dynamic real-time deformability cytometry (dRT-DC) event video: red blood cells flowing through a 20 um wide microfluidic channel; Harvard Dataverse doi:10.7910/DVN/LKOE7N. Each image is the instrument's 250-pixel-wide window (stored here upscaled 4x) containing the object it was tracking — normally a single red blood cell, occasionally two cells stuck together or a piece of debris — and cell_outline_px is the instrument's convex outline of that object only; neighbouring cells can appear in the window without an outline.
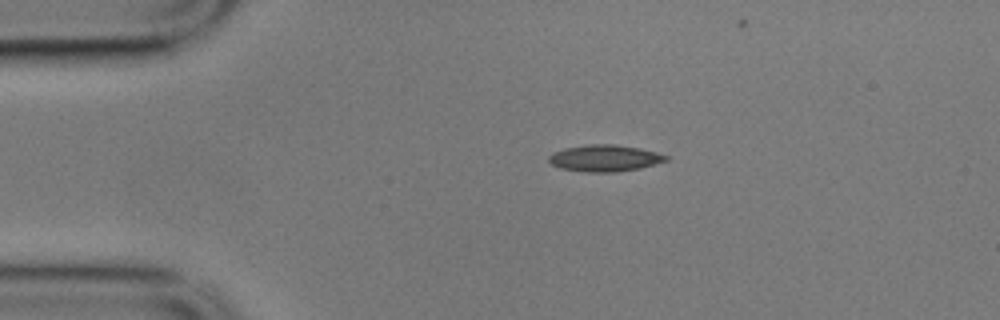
{"species": "common noctule bat (a hibernating species)", "species_latin": "Nyctalus noctula", "temperature_condition": "cold", "stored_images_in_passage": 35, "camera_frame_rate_fps": 3000, "um_per_image_px": 0.085, "animal": {"sex": "male", "body_mass_g": 17.9}, "frame": {"image": 1, "passage_image": 1, "time_ms": 0.0, "image_size_px": [1000, 320], "cell_outline_px": [[668, 160], [640, 168], [616, 172], [588, 172], [560, 168], [552, 164], [548, 160], [548, 156], [552, 152], [564, 148], [592, 144], [616, 144], [640, 148], [656, 152], [668, 156]], "centroid_in_image_um": [51.39, 13.44], "position_along_channel_um": 33.6, "area_um2": 18.15}}
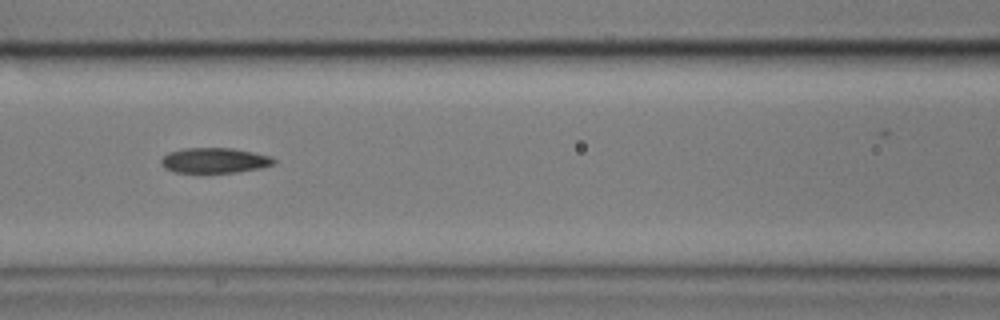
{"frame": {"image": 2, "passage_image": 14, "time_ms": 4.333, "image_size_px": [1000, 320], "cell_outline_px": [[276, 164], [260, 168], [236, 172], [200, 176], [176, 172], [164, 168], [160, 164], [160, 160], [168, 152], [184, 148], [232, 148], [272, 156], [276, 160]], "centroid_in_image_um": [18.2, 13.68], "position_along_channel_um": 148.4, "area_um2": 17.46}}
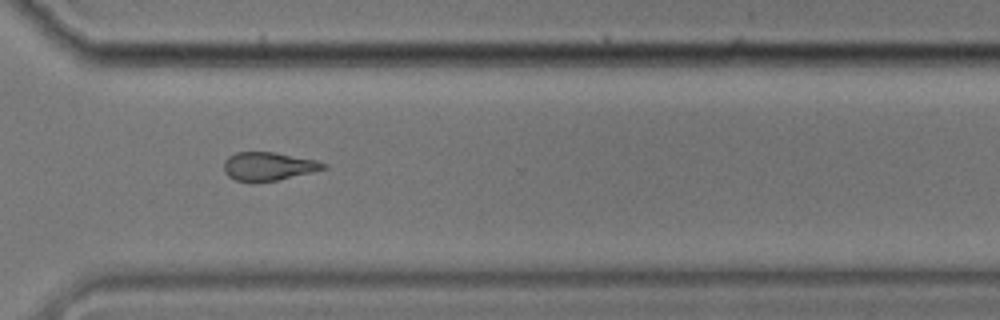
{"frame": {"image": 3, "passage_image": 31, "time_ms": 10.0, "image_size_px": [1000, 320], "cell_outline_px": [[328, 168], [276, 180], [236, 180], [228, 176], [224, 172], [224, 160], [228, 156], [236, 152], [276, 152], [316, 160], [328, 164]], "centroid_in_image_um": [22.82, 14.1], "position_along_channel_um": 347.8, "area_um2": 16.18}}